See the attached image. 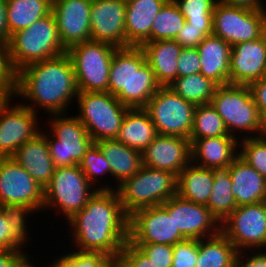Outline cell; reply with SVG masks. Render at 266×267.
Instances as JSON below:
<instances>
[{"mask_svg":"<svg viewBox=\"0 0 266 267\" xmlns=\"http://www.w3.org/2000/svg\"><path fill=\"white\" fill-rule=\"evenodd\" d=\"M67 223L79 251L102 252L117 260L128 241L129 216L117 190H97Z\"/></svg>","mask_w":266,"mask_h":267,"instance_id":"1","label":"cell"},{"mask_svg":"<svg viewBox=\"0 0 266 267\" xmlns=\"http://www.w3.org/2000/svg\"><path fill=\"white\" fill-rule=\"evenodd\" d=\"M78 92L74 68L67 53L32 63L16 73L14 97L29 101L30 105H24L33 112L38 113L40 108L49 115L66 114Z\"/></svg>","mask_w":266,"mask_h":267,"instance_id":"2","label":"cell"},{"mask_svg":"<svg viewBox=\"0 0 266 267\" xmlns=\"http://www.w3.org/2000/svg\"><path fill=\"white\" fill-rule=\"evenodd\" d=\"M161 86L141 47L118 48L112 57L109 93L129 108H144Z\"/></svg>","mask_w":266,"mask_h":267,"instance_id":"3","label":"cell"},{"mask_svg":"<svg viewBox=\"0 0 266 267\" xmlns=\"http://www.w3.org/2000/svg\"><path fill=\"white\" fill-rule=\"evenodd\" d=\"M7 50L8 60L15 74L32 63L66 53L52 12L28 28L12 34Z\"/></svg>","mask_w":266,"mask_h":267,"instance_id":"4","label":"cell"},{"mask_svg":"<svg viewBox=\"0 0 266 267\" xmlns=\"http://www.w3.org/2000/svg\"><path fill=\"white\" fill-rule=\"evenodd\" d=\"M211 105L223 119L231 136L240 139L241 136L237 137V133L243 134L245 131L248 136L244 133L241 139L263 135L264 121L254 103L249 86L236 84L217 86Z\"/></svg>","mask_w":266,"mask_h":267,"instance_id":"5","label":"cell"},{"mask_svg":"<svg viewBox=\"0 0 266 267\" xmlns=\"http://www.w3.org/2000/svg\"><path fill=\"white\" fill-rule=\"evenodd\" d=\"M111 190H117L123 210L129 216L138 209L162 205L177 195V176L143 165L132 177Z\"/></svg>","mask_w":266,"mask_h":267,"instance_id":"6","label":"cell"},{"mask_svg":"<svg viewBox=\"0 0 266 267\" xmlns=\"http://www.w3.org/2000/svg\"><path fill=\"white\" fill-rule=\"evenodd\" d=\"M100 185L94 189L79 165L55 168L49 185L44 189L43 211L57 208L55 211L60 210L68 221L85 207L97 190H111L107 183Z\"/></svg>","mask_w":266,"mask_h":267,"instance_id":"7","label":"cell"},{"mask_svg":"<svg viewBox=\"0 0 266 267\" xmlns=\"http://www.w3.org/2000/svg\"><path fill=\"white\" fill-rule=\"evenodd\" d=\"M78 111L75 115L85 126L93 143L116 139L129 107L109 92H78Z\"/></svg>","mask_w":266,"mask_h":267,"instance_id":"8","label":"cell"},{"mask_svg":"<svg viewBox=\"0 0 266 267\" xmlns=\"http://www.w3.org/2000/svg\"><path fill=\"white\" fill-rule=\"evenodd\" d=\"M118 48L100 41H85L69 48L79 92H109L110 64Z\"/></svg>","mask_w":266,"mask_h":267,"instance_id":"9","label":"cell"},{"mask_svg":"<svg viewBox=\"0 0 266 267\" xmlns=\"http://www.w3.org/2000/svg\"><path fill=\"white\" fill-rule=\"evenodd\" d=\"M65 116V113L50 115L49 119L52 120H48V124L51 130H46V133L41 131L46 136L55 168L78 165L93 143L85 126L76 116Z\"/></svg>","mask_w":266,"mask_h":267,"instance_id":"10","label":"cell"},{"mask_svg":"<svg viewBox=\"0 0 266 267\" xmlns=\"http://www.w3.org/2000/svg\"><path fill=\"white\" fill-rule=\"evenodd\" d=\"M43 206L44 189L11 157L0 158V207L21 211L27 216L36 210L40 212Z\"/></svg>","mask_w":266,"mask_h":267,"instance_id":"11","label":"cell"},{"mask_svg":"<svg viewBox=\"0 0 266 267\" xmlns=\"http://www.w3.org/2000/svg\"><path fill=\"white\" fill-rule=\"evenodd\" d=\"M185 239L174 223V197L162 205L138 209L129 215L130 243L173 245Z\"/></svg>","mask_w":266,"mask_h":267,"instance_id":"12","label":"cell"},{"mask_svg":"<svg viewBox=\"0 0 266 267\" xmlns=\"http://www.w3.org/2000/svg\"><path fill=\"white\" fill-rule=\"evenodd\" d=\"M196 105L184 100L170 87H160L144 109L148 112L158 135L189 139Z\"/></svg>","mask_w":266,"mask_h":267,"instance_id":"13","label":"cell"},{"mask_svg":"<svg viewBox=\"0 0 266 267\" xmlns=\"http://www.w3.org/2000/svg\"><path fill=\"white\" fill-rule=\"evenodd\" d=\"M266 33V11L217 2L213 12V35L231 46L259 39Z\"/></svg>","mask_w":266,"mask_h":267,"instance_id":"14","label":"cell"},{"mask_svg":"<svg viewBox=\"0 0 266 267\" xmlns=\"http://www.w3.org/2000/svg\"><path fill=\"white\" fill-rule=\"evenodd\" d=\"M220 231L239 252L266 249V201L238 206L222 223Z\"/></svg>","mask_w":266,"mask_h":267,"instance_id":"15","label":"cell"},{"mask_svg":"<svg viewBox=\"0 0 266 267\" xmlns=\"http://www.w3.org/2000/svg\"><path fill=\"white\" fill-rule=\"evenodd\" d=\"M12 99L0 100V158L11 157L23 143L41 132L37 112L24 103L12 107Z\"/></svg>","mask_w":266,"mask_h":267,"instance_id":"16","label":"cell"},{"mask_svg":"<svg viewBox=\"0 0 266 267\" xmlns=\"http://www.w3.org/2000/svg\"><path fill=\"white\" fill-rule=\"evenodd\" d=\"M91 5L92 0H52V13L66 51L74 45L91 40Z\"/></svg>","mask_w":266,"mask_h":267,"instance_id":"17","label":"cell"},{"mask_svg":"<svg viewBox=\"0 0 266 267\" xmlns=\"http://www.w3.org/2000/svg\"><path fill=\"white\" fill-rule=\"evenodd\" d=\"M91 40L126 48V2L92 0L90 9Z\"/></svg>","mask_w":266,"mask_h":267,"instance_id":"18","label":"cell"},{"mask_svg":"<svg viewBox=\"0 0 266 267\" xmlns=\"http://www.w3.org/2000/svg\"><path fill=\"white\" fill-rule=\"evenodd\" d=\"M230 84L246 85L266 76V33L259 39L232 46Z\"/></svg>","mask_w":266,"mask_h":267,"instance_id":"19","label":"cell"},{"mask_svg":"<svg viewBox=\"0 0 266 267\" xmlns=\"http://www.w3.org/2000/svg\"><path fill=\"white\" fill-rule=\"evenodd\" d=\"M142 159L146 167L169 171L178 176L191 163L190 139L157 135L142 152Z\"/></svg>","mask_w":266,"mask_h":267,"instance_id":"20","label":"cell"},{"mask_svg":"<svg viewBox=\"0 0 266 267\" xmlns=\"http://www.w3.org/2000/svg\"><path fill=\"white\" fill-rule=\"evenodd\" d=\"M174 223L186 239H203L220 232V222L205 205L174 196Z\"/></svg>","mask_w":266,"mask_h":267,"instance_id":"21","label":"cell"},{"mask_svg":"<svg viewBox=\"0 0 266 267\" xmlns=\"http://www.w3.org/2000/svg\"><path fill=\"white\" fill-rule=\"evenodd\" d=\"M239 141L234 136L190 139L191 163L202 168L226 170L239 155Z\"/></svg>","mask_w":266,"mask_h":267,"instance_id":"22","label":"cell"},{"mask_svg":"<svg viewBox=\"0 0 266 267\" xmlns=\"http://www.w3.org/2000/svg\"><path fill=\"white\" fill-rule=\"evenodd\" d=\"M11 158L20 164L43 189L49 185L55 166L50 156L46 136L42 132L23 143Z\"/></svg>","mask_w":266,"mask_h":267,"instance_id":"23","label":"cell"},{"mask_svg":"<svg viewBox=\"0 0 266 267\" xmlns=\"http://www.w3.org/2000/svg\"><path fill=\"white\" fill-rule=\"evenodd\" d=\"M168 0H130L126 2V47H141L151 42V27Z\"/></svg>","mask_w":266,"mask_h":267,"instance_id":"24","label":"cell"},{"mask_svg":"<svg viewBox=\"0 0 266 267\" xmlns=\"http://www.w3.org/2000/svg\"><path fill=\"white\" fill-rule=\"evenodd\" d=\"M237 206L266 201V179L239 156L226 169Z\"/></svg>","mask_w":266,"mask_h":267,"instance_id":"25","label":"cell"},{"mask_svg":"<svg viewBox=\"0 0 266 267\" xmlns=\"http://www.w3.org/2000/svg\"><path fill=\"white\" fill-rule=\"evenodd\" d=\"M200 73L218 86L230 84L229 61L232 46L215 35L206 36L197 47Z\"/></svg>","mask_w":266,"mask_h":267,"instance_id":"26","label":"cell"},{"mask_svg":"<svg viewBox=\"0 0 266 267\" xmlns=\"http://www.w3.org/2000/svg\"><path fill=\"white\" fill-rule=\"evenodd\" d=\"M141 48L158 84L169 87L178 77V58L183 47L175 40H156L144 43Z\"/></svg>","mask_w":266,"mask_h":267,"instance_id":"27","label":"cell"},{"mask_svg":"<svg viewBox=\"0 0 266 267\" xmlns=\"http://www.w3.org/2000/svg\"><path fill=\"white\" fill-rule=\"evenodd\" d=\"M96 144L105 159L109 161L111 176L119 185L132 177L143 166L142 153L116 139H104Z\"/></svg>","mask_w":266,"mask_h":267,"instance_id":"28","label":"cell"},{"mask_svg":"<svg viewBox=\"0 0 266 267\" xmlns=\"http://www.w3.org/2000/svg\"><path fill=\"white\" fill-rule=\"evenodd\" d=\"M157 135L155 125L144 108H129L116 140L142 153Z\"/></svg>","mask_w":266,"mask_h":267,"instance_id":"29","label":"cell"},{"mask_svg":"<svg viewBox=\"0 0 266 267\" xmlns=\"http://www.w3.org/2000/svg\"><path fill=\"white\" fill-rule=\"evenodd\" d=\"M214 180V169L190 163L177 176V195L185 200L207 206Z\"/></svg>","mask_w":266,"mask_h":267,"instance_id":"30","label":"cell"},{"mask_svg":"<svg viewBox=\"0 0 266 267\" xmlns=\"http://www.w3.org/2000/svg\"><path fill=\"white\" fill-rule=\"evenodd\" d=\"M239 253L220 231L215 236L198 240V259L195 267H236Z\"/></svg>","mask_w":266,"mask_h":267,"instance_id":"31","label":"cell"},{"mask_svg":"<svg viewBox=\"0 0 266 267\" xmlns=\"http://www.w3.org/2000/svg\"><path fill=\"white\" fill-rule=\"evenodd\" d=\"M9 39L52 12V0H6Z\"/></svg>","mask_w":266,"mask_h":267,"instance_id":"32","label":"cell"},{"mask_svg":"<svg viewBox=\"0 0 266 267\" xmlns=\"http://www.w3.org/2000/svg\"><path fill=\"white\" fill-rule=\"evenodd\" d=\"M27 223L23 212L0 207V250L22 249L28 244Z\"/></svg>","mask_w":266,"mask_h":267,"instance_id":"33","label":"cell"},{"mask_svg":"<svg viewBox=\"0 0 266 267\" xmlns=\"http://www.w3.org/2000/svg\"><path fill=\"white\" fill-rule=\"evenodd\" d=\"M212 215L222 223L238 206L232 193V179L227 170H215L207 203Z\"/></svg>","mask_w":266,"mask_h":267,"instance_id":"34","label":"cell"},{"mask_svg":"<svg viewBox=\"0 0 266 267\" xmlns=\"http://www.w3.org/2000/svg\"><path fill=\"white\" fill-rule=\"evenodd\" d=\"M217 86L201 73H196L177 77L169 87L184 100L195 105H202L211 103Z\"/></svg>","mask_w":266,"mask_h":267,"instance_id":"35","label":"cell"},{"mask_svg":"<svg viewBox=\"0 0 266 267\" xmlns=\"http://www.w3.org/2000/svg\"><path fill=\"white\" fill-rule=\"evenodd\" d=\"M231 136L221 116L209 104L196 105L189 139Z\"/></svg>","mask_w":266,"mask_h":267,"instance_id":"36","label":"cell"},{"mask_svg":"<svg viewBox=\"0 0 266 267\" xmlns=\"http://www.w3.org/2000/svg\"><path fill=\"white\" fill-rule=\"evenodd\" d=\"M185 23V17L181 14L178 5L174 0H168L153 21L151 42L156 40H174Z\"/></svg>","mask_w":266,"mask_h":267,"instance_id":"37","label":"cell"},{"mask_svg":"<svg viewBox=\"0 0 266 267\" xmlns=\"http://www.w3.org/2000/svg\"><path fill=\"white\" fill-rule=\"evenodd\" d=\"M219 0H174L186 22L202 28L206 36L213 34V12Z\"/></svg>","mask_w":266,"mask_h":267,"instance_id":"38","label":"cell"},{"mask_svg":"<svg viewBox=\"0 0 266 267\" xmlns=\"http://www.w3.org/2000/svg\"><path fill=\"white\" fill-rule=\"evenodd\" d=\"M239 141V157L266 179V138L246 137Z\"/></svg>","mask_w":266,"mask_h":267,"instance_id":"39","label":"cell"},{"mask_svg":"<svg viewBox=\"0 0 266 267\" xmlns=\"http://www.w3.org/2000/svg\"><path fill=\"white\" fill-rule=\"evenodd\" d=\"M78 165L93 186H96L95 183H97L104 174L105 176L106 174L111 175L110 163L105 159L96 143L90 145Z\"/></svg>","mask_w":266,"mask_h":267,"instance_id":"40","label":"cell"},{"mask_svg":"<svg viewBox=\"0 0 266 267\" xmlns=\"http://www.w3.org/2000/svg\"><path fill=\"white\" fill-rule=\"evenodd\" d=\"M67 253L62 256L72 267H117V260L102 252L74 250Z\"/></svg>","mask_w":266,"mask_h":267,"instance_id":"41","label":"cell"},{"mask_svg":"<svg viewBox=\"0 0 266 267\" xmlns=\"http://www.w3.org/2000/svg\"><path fill=\"white\" fill-rule=\"evenodd\" d=\"M15 78L8 60L7 44L0 42V100L15 96Z\"/></svg>","mask_w":266,"mask_h":267,"instance_id":"42","label":"cell"},{"mask_svg":"<svg viewBox=\"0 0 266 267\" xmlns=\"http://www.w3.org/2000/svg\"><path fill=\"white\" fill-rule=\"evenodd\" d=\"M172 246V267H195L198 259V239H185Z\"/></svg>","mask_w":266,"mask_h":267,"instance_id":"43","label":"cell"},{"mask_svg":"<svg viewBox=\"0 0 266 267\" xmlns=\"http://www.w3.org/2000/svg\"><path fill=\"white\" fill-rule=\"evenodd\" d=\"M157 267H172L173 246L160 243H132Z\"/></svg>","mask_w":266,"mask_h":267,"instance_id":"44","label":"cell"},{"mask_svg":"<svg viewBox=\"0 0 266 267\" xmlns=\"http://www.w3.org/2000/svg\"><path fill=\"white\" fill-rule=\"evenodd\" d=\"M117 267H157L144 253L134 244L127 241L123 246Z\"/></svg>","mask_w":266,"mask_h":267,"instance_id":"45","label":"cell"},{"mask_svg":"<svg viewBox=\"0 0 266 267\" xmlns=\"http://www.w3.org/2000/svg\"><path fill=\"white\" fill-rule=\"evenodd\" d=\"M201 62L197 48H182L178 58V77L200 73Z\"/></svg>","mask_w":266,"mask_h":267,"instance_id":"46","label":"cell"},{"mask_svg":"<svg viewBox=\"0 0 266 267\" xmlns=\"http://www.w3.org/2000/svg\"><path fill=\"white\" fill-rule=\"evenodd\" d=\"M205 37L202 28L192 27L186 22L174 40L183 48H197Z\"/></svg>","mask_w":266,"mask_h":267,"instance_id":"47","label":"cell"},{"mask_svg":"<svg viewBox=\"0 0 266 267\" xmlns=\"http://www.w3.org/2000/svg\"><path fill=\"white\" fill-rule=\"evenodd\" d=\"M254 103L258 107L259 113L266 120V76L249 85Z\"/></svg>","mask_w":266,"mask_h":267,"instance_id":"48","label":"cell"},{"mask_svg":"<svg viewBox=\"0 0 266 267\" xmlns=\"http://www.w3.org/2000/svg\"><path fill=\"white\" fill-rule=\"evenodd\" d=\"M251 253L252 256L249 257L247 256V253H245V251L240 252L236 260V267H266V250L264 252H255V254L254 251ZM243 255L247 257L245 258Z\"/></svg>","mask_w":266,"mask_h":267,"instance_id":"49","label":"cell"},{"mask_svg":"<svg viewBox=\"0 0 266 267\" xmlns=\"http://www.w3.org/2000/svg\"><path fill=\"white\" fill-rule=\"evenodd\" d=\"M23 249L0 250V267H13V265L25 254Z\"/></svg>","mask_w":266,"mask_h":267,"instance_id":"50","label":"cell"},{"mask_svg":"<svg viewBox=\"0 0 266 267\" xmlns=\"http://www.w3.org/2000/svg\"><path fill=\"white\" fill-rule=\"evenodd\" d=\"M221 3L231 6L244 7L252 10L266 11V6L262 0H219Z\"/></svg>","mask_w":266,"mask_h":267,"instance_id":"51","label":"cell"},{"mask_svg":"<svg viewBox=\"0 0 266 267\" xmlns=\"http://www.w3.org/2000/svg\"><path fill=\"white\" fill-rule=\"evenodd\" d=\"M6 7V0H0V42L4 44L9 42Z\"/></svg>","mask_w":266,"mask_h":267,"instance_id":"52","label":"cell"},{"mask_svg":"<svg viewBox=\"0 0 266 267\" xmlns=\"http://www.w3.org/2000/svg\"><path fill=\"white\" fill-rule=\"evenodd\" d=\"M27 255V252L13 265V267H35L33 266L32 258ZM30 259V260H29ZM38 267V266H37Z\"/></svg>","mask_w":266,"mask_h":267,"instance_id":"53","label":"cell"},{"mask_svg":"<svg viewBox=\"0 0 266 267\" xmlns=\"http://www.w3.org/2000/svg\"><path fill=\"white\" fill-rule=\"evenodd\" d=\"M49 267H72V265L63 256H57L55 261L52 265H49Z\"/></svg>","mask_w":266,"mask_h":267,"instance_id":"54","label":"cell"},{"mask_svg":"<svg viewBox=\"0 0 266 267\" xmlns=\"http://www.w3.org/2000/svg\"><path fill=\"white\" fill-rule=\"evenodd\" d=\"M263 136L266 138V120L264 121V131H263Z\"/></svg>","mask_w":266,"mask_h":267,"instance_id":"55","label":"cell"}]
</instances>
